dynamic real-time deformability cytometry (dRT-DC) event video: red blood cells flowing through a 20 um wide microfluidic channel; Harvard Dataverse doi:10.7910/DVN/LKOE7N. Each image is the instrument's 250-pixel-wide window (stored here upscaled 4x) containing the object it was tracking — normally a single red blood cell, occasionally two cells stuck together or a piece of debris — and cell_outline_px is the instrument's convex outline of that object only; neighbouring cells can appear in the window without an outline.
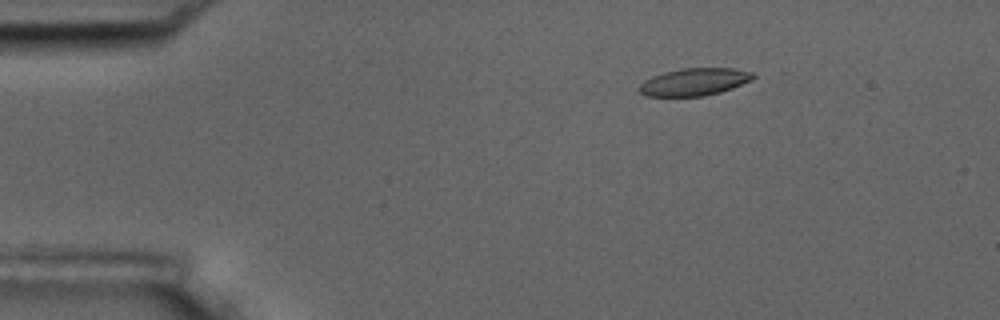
{"species": "common noctule bat (a hibernating species)", "species_latin": "Nyctalus noctula", "temperature_condition": "room temperature", "stored_images_in_passage": 5, "camera_frame_rate_fps": 3000, "um_per_image_px": 0.085, "animal": {"sex": "male", "body_mass_g": 17.5, "forearm_length_mm": 52.3}, "frame": {"image": 1, "passage_image": 5, "time_ms": 4.667, "image_size_px": [1000, 320], "cell_outline_px": [[756, 76], [752, 80], [732, 88], [720, 92], [704, 96], [644, 96], [636, 88], [644, 80], [652, 76], [664, 72], [684, 68], [736, 68], [752, 72]], "centroid_in_image_um": [59.01, 6.96], "position_along_channel_um": 26.0, "area_um2": 18.32}}